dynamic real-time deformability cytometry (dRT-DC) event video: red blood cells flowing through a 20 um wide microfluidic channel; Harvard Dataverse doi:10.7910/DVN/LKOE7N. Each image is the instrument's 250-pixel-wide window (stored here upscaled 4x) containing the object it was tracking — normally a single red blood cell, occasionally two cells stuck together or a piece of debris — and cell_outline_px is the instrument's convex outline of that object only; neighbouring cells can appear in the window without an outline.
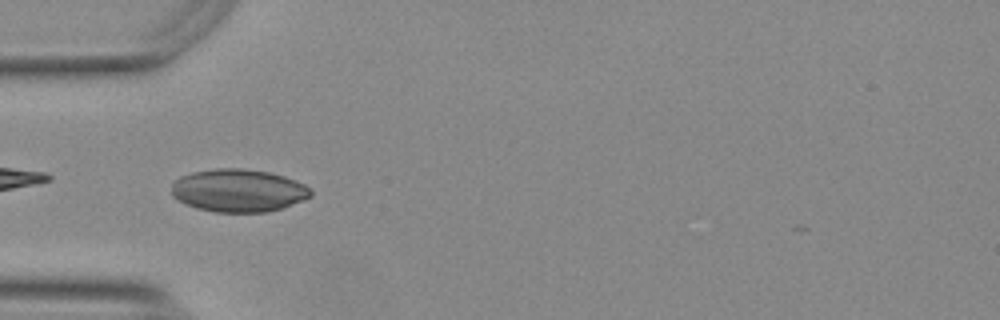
{"species": "Egyptian fruit bat (a non-hibernating species)", "species_latin": "Rousettus aegyptiacus", "temperature_condition": "warm", "stored_images_in_passage": 36, "camera_frame_rate_fps": 3000, "um_per_image_px": 0.085, "animal": {"sex": "female"}, "frame": {"image": 1, "passage_image": 16, "time_ms": 5.0, "image_size_px": [1000, 320], "cell_outline_px": [[312, 196], [304, 200], [268, 212], [216, 212], [196, 208], [184, 204], [172, 196], [172, 184], [180, 176], [192, 172], [216, 168], [244, 168], [268, 172], [284, 176], [296, 180], [312, 188]], "centroid_in_image_um": [20.27, 16.19], "position_along_channel_um": 64.7, "area_um2": 34.97}}
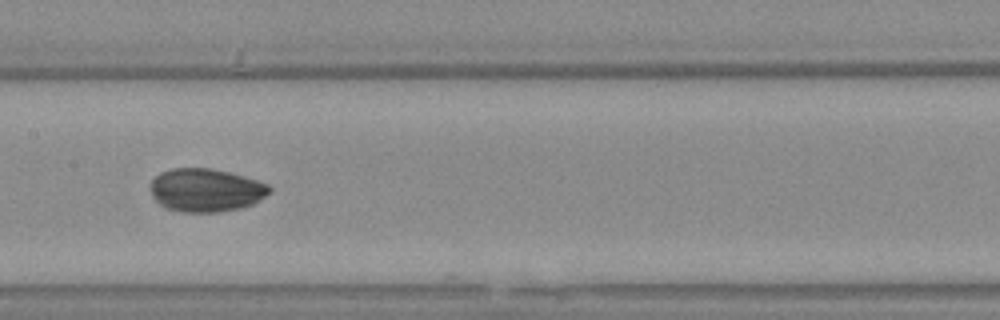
{"frame": {"image": 2, "passage_image": 26, "time_ms": 8.333, "image_size_px": [1000, 320], "cell_outline_px": [[272, 188], [264, 196], [252, 204], [240, 208], [220, 212], [180, 212], [164, 208], [152, 196], [148, 184], [160, 172], [172, 168], [212, 168], [244, 176], [268, 184]], "centroid_in_image_um": [17.44, 16.16], "position_along_channel_um": 190.0, "area_um2": 30.11}}